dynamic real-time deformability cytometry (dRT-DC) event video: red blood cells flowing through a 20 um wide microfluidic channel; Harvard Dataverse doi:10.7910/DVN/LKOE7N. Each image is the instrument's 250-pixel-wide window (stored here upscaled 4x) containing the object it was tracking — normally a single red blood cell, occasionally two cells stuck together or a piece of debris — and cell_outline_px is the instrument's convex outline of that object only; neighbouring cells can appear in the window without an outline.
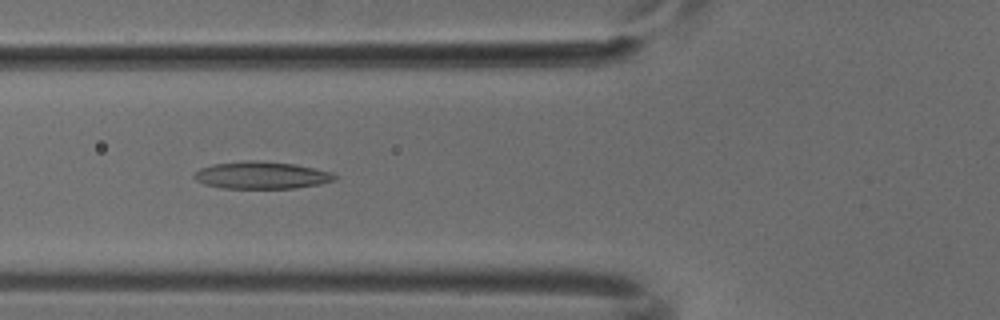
{"species": "common noctule bat (a hibernating species)", "species_latin": "Nyctalus noctula", "temperature_condition": "cold", "stored_images_in_passage": 5, "camera_frame_rate_fps": 3000, "um_per_image_px": 0.085, "animal": {"sex": "male", "body_mass_g": 18.8}, "frame": {"image": 1, "passage_image": 4, "time_ms": 1.0, "image_size_px": [1000, 320], "cell_outline_px": [[336, 180], [320, 184], [296, 188], [224, 188], [204, 184], [196, 180], [192, 176], [200, 168], [212, 164], [244, 160], [256, 160], [296, 164], [332, 172], [336, 176]], "centroid_in_image_um": [22.23, 14.89], "position_along_channel_um": 103.6, "area_um2": 22.43}}
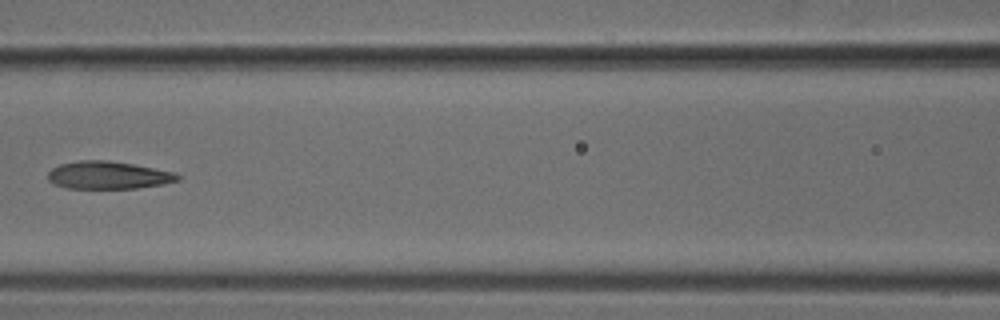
{"frame": {"image": 2, "passage_image": 5, "time_ms": 1.333, "image_size_px": [1000, 320], "cell_outline_px": [[180, 180], [164, 184], [136, 188], [68, 188], [56, 184], [48, 180], [48, 172], [52, 168], [60, 164], [80, 160], [108, 160], [132, 164], [172, 172], [180, 176]], "centroid_in_image_um": [9.18, 14.89], "position_along_channel_um": 157.4, "area_um2": 20.69}}